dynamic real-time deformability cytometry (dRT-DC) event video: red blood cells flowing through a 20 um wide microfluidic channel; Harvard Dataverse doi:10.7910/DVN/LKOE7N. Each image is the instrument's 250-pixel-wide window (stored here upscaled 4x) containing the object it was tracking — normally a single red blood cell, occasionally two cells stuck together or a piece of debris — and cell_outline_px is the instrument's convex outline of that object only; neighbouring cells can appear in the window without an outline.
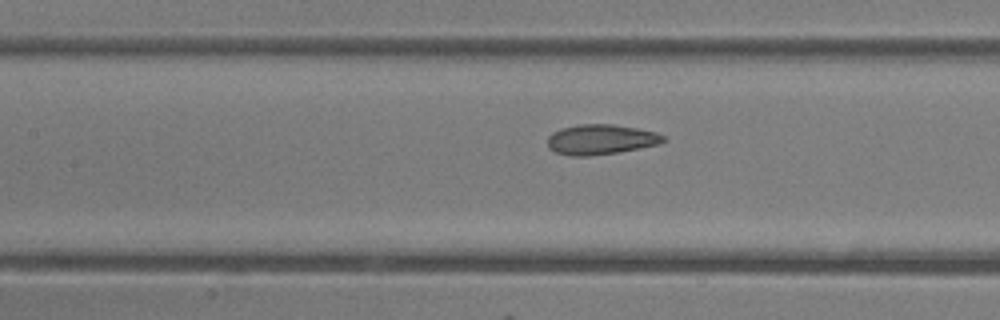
{"species": "common noctule bat (a hibernating species)", "species_latin": "Nyctalus noctula", "temperature_condition": "room temperature", "stored_images_in_passage": 26, "camera_frame_rate_fps": 3000, "um_per_image_px": 0.085, "animal": {"sex": "female"}, "frame": {"image": 1, "passage_image": 22, "time_ms": 7.0, "image_size_px": [1000, 320], "cell_outline_px": [[664, 140], [660, 144], [616, 152], [588, 156], [572, 156], [556, 152], [548, 148], [548, 136], [552, 132], [560, 128], [580, 124], [612, 124], [636, 128], [656, 132], [664, 136]], "centroid_in_image_um": [51.03, 11.85], "position_along_channel_um": 156.4, "area_um2": 20.17}}
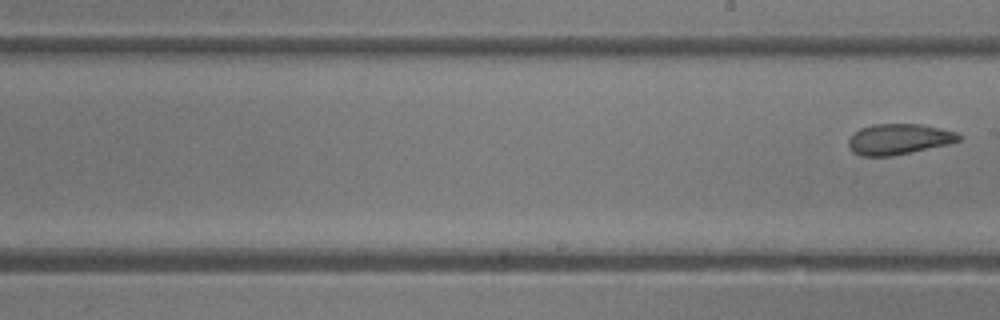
{"frame": {"image": 2, "passage_image": 26, "time_ms": 8.333, "image_size_px": [1000, 320], "cell_outline_px": [[960, 140], [948, 144], [892, 156], [860, 156], [852, 152], [848, 148], [848, 140], [852, 132], [860, 128], [872, 124], [920, 124], [940, 128], [956, 132], [960, 136]], "centroid_in_image_um": [76.32, 11.83], "position_along_channel_um": 212.7, "area_um2": 19.83}}